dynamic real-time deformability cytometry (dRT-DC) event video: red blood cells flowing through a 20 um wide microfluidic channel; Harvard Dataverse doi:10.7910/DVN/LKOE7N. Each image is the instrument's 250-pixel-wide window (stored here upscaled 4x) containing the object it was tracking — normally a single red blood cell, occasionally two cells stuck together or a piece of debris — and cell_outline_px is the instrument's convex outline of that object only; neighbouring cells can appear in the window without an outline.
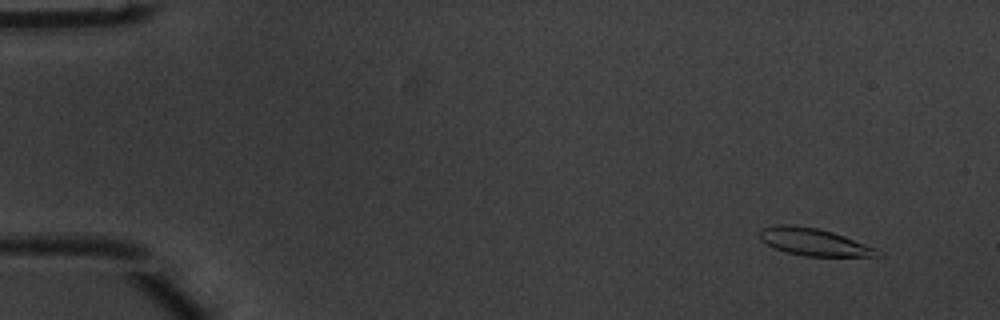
{"species": "common noctule bat (a hibernating species)", "species_latin": "Nyctalus noctula", "temperature_condition": "warm", "stored_images_in_passage": 16, "camera_frame_rate_fps": 3000, "um_per_image_px": 0.085, "animal": {"sex": "male", "body_mass_g": 20.1, "forearm_length_mm": 53.5}, "frame": {"image": 1, "passage_image": 5, "time_ms": 1.333, "image_size_px": [1000, 320], "cell_outline_px": [[884, 256], [804, 256], [784, 252], [760, 240], [760, 228], [776, 224], [792, 224], [816, 228], [832, 232], [844, 236], [876, 248], [884, 252]], "centroid_in_image_um": [69.19, 20.57], "position_along_channel_um": 15.8, "area_um2": 18.84}}